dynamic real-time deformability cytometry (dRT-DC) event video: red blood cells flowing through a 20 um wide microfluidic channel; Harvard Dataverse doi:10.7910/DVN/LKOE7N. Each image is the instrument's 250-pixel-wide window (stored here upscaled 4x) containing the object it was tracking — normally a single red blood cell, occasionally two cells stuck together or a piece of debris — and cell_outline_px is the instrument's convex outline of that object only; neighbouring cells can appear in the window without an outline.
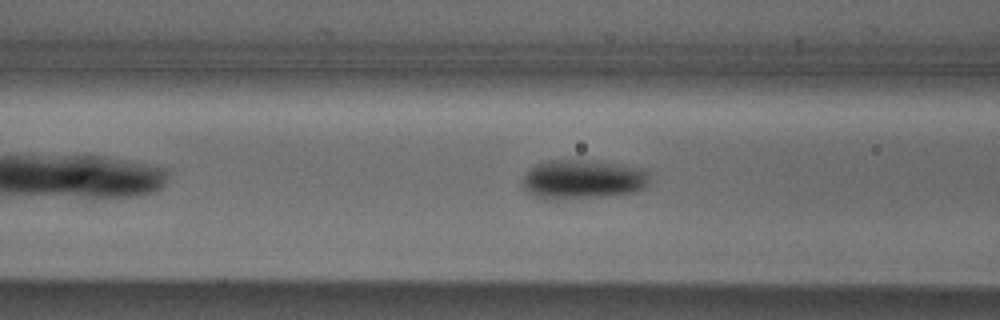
{"species": "Egyptian fruit bat (a non-hibernating species)", "species_latin": "Rousettus aegyptiacus", "temperature_condition": "cold", "stored_images_in_passage": 12, "camera_frame_rate_fps": 3000, "um_per_image_px": 0.085, "animal": {"sex": "male"}, "frame": {"image": 1, "passage_image": 10, "time_ms": 3.0, "image_size_px": [1000, 320], "cell_outline_px": [[648, 184], [644, 188], [636, 192], [604, 196], [536, 196], [528, 192], [520, 184], [520, 180], [528, 168], [536, 164], [548, 160], [588, 160], [644, 168], [648, 172]], "centroid_in_image_um": [49.54, 15.19], "position_along_channel_um": 117.1, "area_um2": 28.38}}